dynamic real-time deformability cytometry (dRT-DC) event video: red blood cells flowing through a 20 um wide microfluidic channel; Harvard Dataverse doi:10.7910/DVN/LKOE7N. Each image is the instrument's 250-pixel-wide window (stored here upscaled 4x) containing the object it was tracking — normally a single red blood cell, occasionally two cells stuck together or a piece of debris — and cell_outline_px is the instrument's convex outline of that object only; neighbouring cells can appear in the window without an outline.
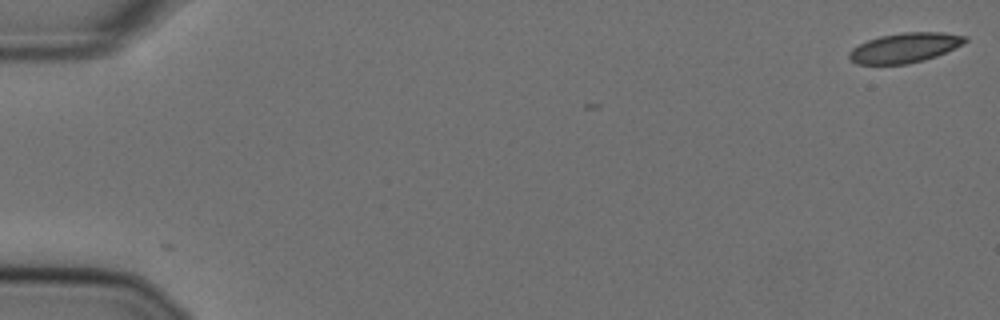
{"species": "Egyptian fruit bat (a non-hibernating species)", "species_latin": "Rousettus aegyptiacus", "temperature_condition": "cold", "stored_images_in_passage": 6, "camera_frame_rate_fps": 3000, "um_per_image_px": 0.085, "animal": {"sex": "female"}, "frame": {"image": 1, "passage_image": 1, "time_ms": 0.0, "image_size_px": [1000, 320], "cell_outline_px": [[968, 40], [964, 44], [936, 56], [924, 60], [908, 64], [856, 64], [848, 56], [848, 52], [852, 48], [868, 40], [880, 36], [904, 32], [944, 32], [968, 36]], "centroid_in_image_um": [76.94, 4.05], "position_along_channel_um": 8.1, "area_um2": 20.17}}